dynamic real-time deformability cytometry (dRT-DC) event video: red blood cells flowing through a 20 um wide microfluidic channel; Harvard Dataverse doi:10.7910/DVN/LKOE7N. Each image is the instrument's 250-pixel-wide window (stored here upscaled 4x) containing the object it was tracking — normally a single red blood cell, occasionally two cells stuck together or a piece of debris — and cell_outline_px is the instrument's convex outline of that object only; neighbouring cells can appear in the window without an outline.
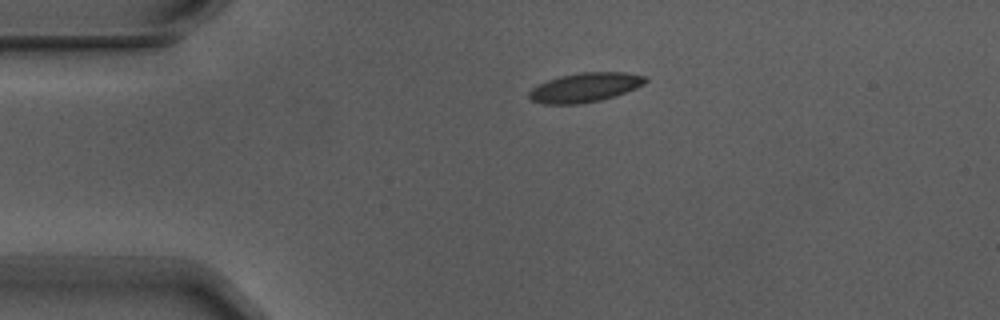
{"species": "Egyptian fruit bat (a non-hibernating species)", "species_latin": "Rousettus aegyptiacus", "temperature_condition": "warm", "stored_images_in_passage": 2, "camera_frame_rate_fps": 3000, "um_per_image_px": 0.085, "animal": {"sex": "male"}, "frame": {"image": 1, "passage_image": 1, "time_ms": 0.0, "image_size_px": [1000, 320], "cell_outline_px": [[648, 80], [644, 84], [636, 88], [616, 96], [600, 100], [580, 104], [544, 104], [532, 100], [528, 96], [528, 92], [532, 88], [548, 80], [560, 76], [580, 72], [624, 72], [644, 76]], "centroid_in_image_um": [49.73, 7.43], "position_along_channel_um": 35.3, "area_um2": 19.83}}